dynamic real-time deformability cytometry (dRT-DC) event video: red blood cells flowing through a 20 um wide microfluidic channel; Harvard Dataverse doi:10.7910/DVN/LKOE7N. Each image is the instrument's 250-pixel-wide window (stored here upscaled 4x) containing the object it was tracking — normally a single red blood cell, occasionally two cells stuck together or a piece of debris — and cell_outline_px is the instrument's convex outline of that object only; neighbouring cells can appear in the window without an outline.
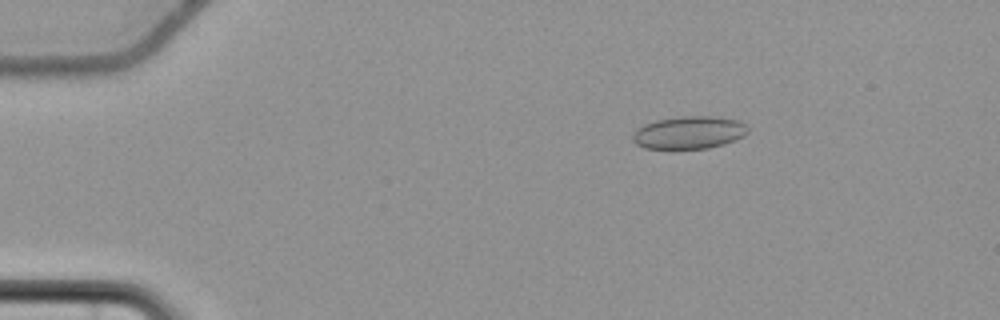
{"species": "common noctule bat (a hibernating species)", "species_latin": "Nyctalus noctula", "temperature_condition": "cold", "stored_images_in_passage": 51, "camera_frame_rate_fps": 3000, "um_per_image_px": 0.085, "animal": {"sex": "female", "body_mass_g": 22.7, "forearm_length_mm": 54.2}, "frame": {"image": 1, "passage_image": 4, "time_ms": 1.0, "image_size_px": [1000, 320], "cell_outline_px": [[748, 132], [744, 136], [724, 144], [708, 148], [644, 148], [636, 144], [632, 140], [632, 136], [636, 128], [644, 124], [656, 120], [680, 116], [712, 116], [740, 120], [748, 128]], "centroid_in_image_um": [58.56, 11.25], "position_along_channel_um": 26.4, "area_um2": 21.96}}
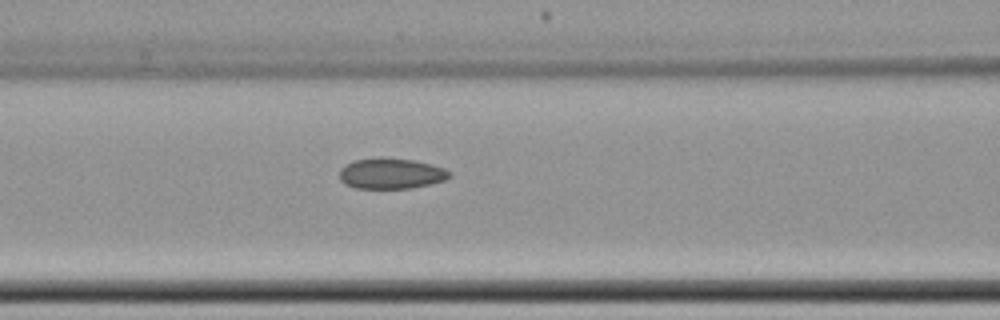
{"frame": {"image": 2, "passage_image": 19, "time_ms": 6.0, "image_size_px": [1000, 320], "cell_outline_px": [[452, 176], [444, 180], [412, 188], [356, 188], [344, 184], [340, 180], [340, 168], [344, 164], [352, 160], [380, 156], [412, 160], [432, 164], [444, 168], [452, 172]], "centroid_in_image_um": [33.21, 14.73], "position_along_channel_um": 133.4, "area_um2": 20.0}}
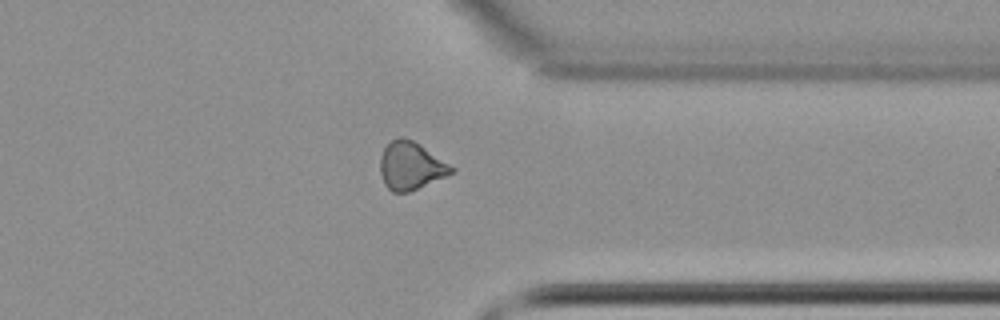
{"frame": {"image": 3, "passage_image": 39, "time_ms": 12.667, "image_size_px": [1000, 320], "cell_outline_px": [[456, 168], [452, 172], [444, 176], [408, 192], [392, 192], [384, 184], [380, 172], [380, 156], [384, 148], [396, 136], [404, 136], [420, 144]], "centroid_in_image_um": [34.88, 14.06], "position_along_channel_um": 376.5, "area_um2": 19.71}, "authors_computed_cell_mechanics": {"area_um2": 20.0566, "velocity_mm_per_s": 3.6923, "shape_relaxation_time_tau1_ms": null, "shape_relaxation_time_tau2_ms": 2.8018, "deformation_change_tau1": null, "deformation_change_tau2": 0.0702}}